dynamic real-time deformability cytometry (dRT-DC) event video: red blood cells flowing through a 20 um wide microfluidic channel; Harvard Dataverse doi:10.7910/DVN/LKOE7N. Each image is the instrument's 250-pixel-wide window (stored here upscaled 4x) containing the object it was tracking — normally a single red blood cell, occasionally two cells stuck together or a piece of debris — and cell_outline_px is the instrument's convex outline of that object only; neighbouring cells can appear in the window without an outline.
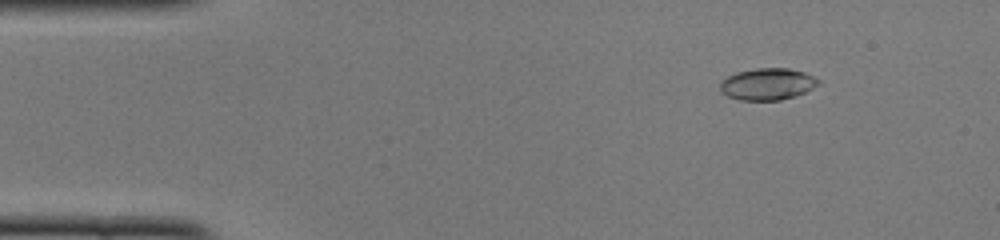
{"species": "common noctule bat (a hibernating species)", "species_latin": "Nyctalus noctula", "temperature_condition": "cold", "stored_images_in_passage": 50, "camera_frame_rate_fps": 3000, "um_per_image_px": 0.085, "animal": {"sex": "female", "body_mass_g": 22.0, "forearm_length_mm": 56.7}, "frame": {"image": 1, "passage_image": 6, "time_ms": 1.667, "image_size_px": [1000, 240], "cell_outline_px": [[820, 84], [804, 92], [780, 100], [740, 100], [728, 96], [720, 92], [720, 84], [728, 76], [736, 72], [756, 68], [788, 68], [804, 72], [820, 80]], "centroid_in_image_um": [65.22, 7.14], "position_along_channel_um": 19.8, "area_um2": 18.03}}
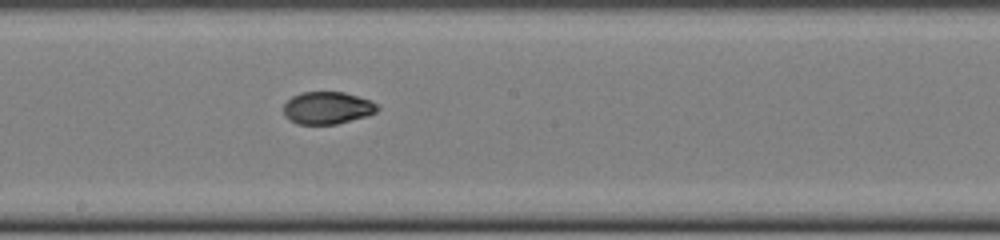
{"frame": {"image": 2, "passage_image": 27, "time_ms": 8.667, "image_size_px": [1000, 240], "cell_outline_px": [[380, 108], [376, 112], [368, 116], [336, 124], [296, 124], [288, 120], [284, 112], [284, 104], [292, 96], [300, 92], [344, 92], [372, 100]], "centroid_in_image_um": [27.84, 9.17], "position_along_channel_um": 220.4, "area_um2": 17.86}}
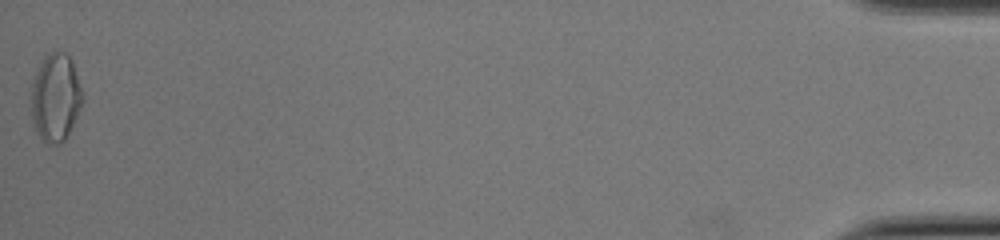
{"frame": {"image": 3, "passage_image": 50, "time_ms": 16.333, "image_size_px": [1000, 240], "cell_outline_px": [[84, 100], [64, 140], [60, 144], [48, 144], [36, 132], [32, 116], [32, 80], [40, 60], [48, 52], [64, 52], [72, 60], [84, 96]], "centroid_in_image_um": [4.72, 8.25], "position_along_channel_um": 430.5, "area_um2": 26.18}, "authors_computed_cell_mechanics": {"area_um2": 18.2937, "velocity_mm_per_s": 4.0007, "shape_relaxation_time_tau1_ms": 4.1144, "shape_relaxation_time_tau2_ms": 1.8352, "deformation_change_tau1": 0.1608, "deformation_change_tau2": 0.0481}}